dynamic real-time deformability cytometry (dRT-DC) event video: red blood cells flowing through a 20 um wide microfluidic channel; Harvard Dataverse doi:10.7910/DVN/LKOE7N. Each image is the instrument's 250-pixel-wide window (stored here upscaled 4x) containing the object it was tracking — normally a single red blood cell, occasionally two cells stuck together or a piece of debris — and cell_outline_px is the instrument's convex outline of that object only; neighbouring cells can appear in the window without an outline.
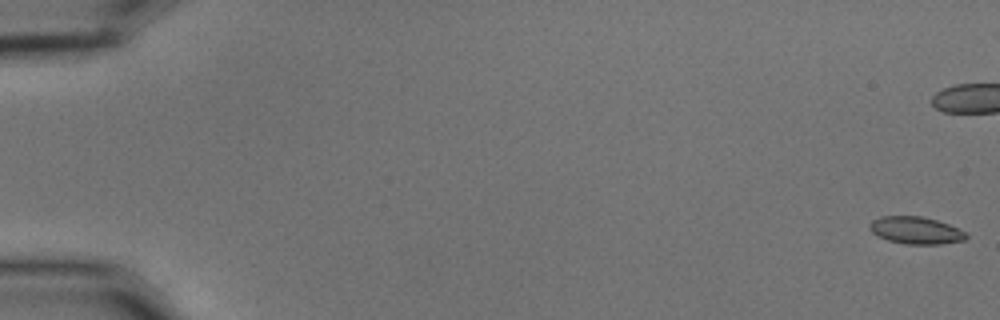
{"species": "common noctule bat (a hibernating species)", "species_latin": "Nyctalus noctula", "temperature_condition": "cold", "stored_images_in_passage": 59, "camera_frame_rate_fps": 3000, "um_per_image_px": 0.085, "animal": {"sex": "male", "body_mass_g": 15.6}, "frame": {"image": 1, "passage_image": 1, "time_ms": 0.0, "image_size_px": [1000, 320], "cell_outline_px": [[968, 236], [964, 240], [940, 244], [904, 244], [888, 240], [876, 236], [868, 228], [868, 224], [872, 220], [880, 216], [920, 216], [936, 220], [948, 224], [964, 232]], "centroid_in_image_um": [77.78, 19.58], "position_along_channel_um": 7.2, "area_um2": 15.32}}
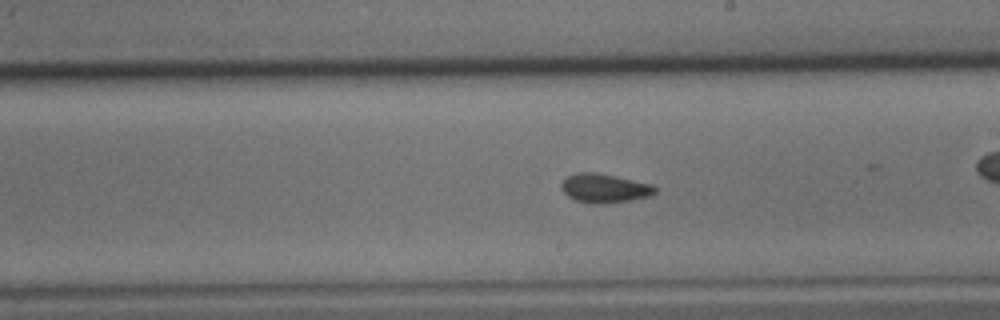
{"frame": {"image": 2, "passage_image": 34, "time_ms": 11.0, "image_size_px": [1000, 320], "cell_outline_px": [[656, 192], [648, 196], [632, 200], [600, 204], [596, 204], [576, 200], [568, 196], [560, 188], [560, 184], [568, 176], [580, 172], [596, 172], [616, 176], [652, 184], [656, 188]], "centroid_in_image_um": [51.38, 15.99], "position_along_channel_um": 237.6, "area_um2": 15.72}}
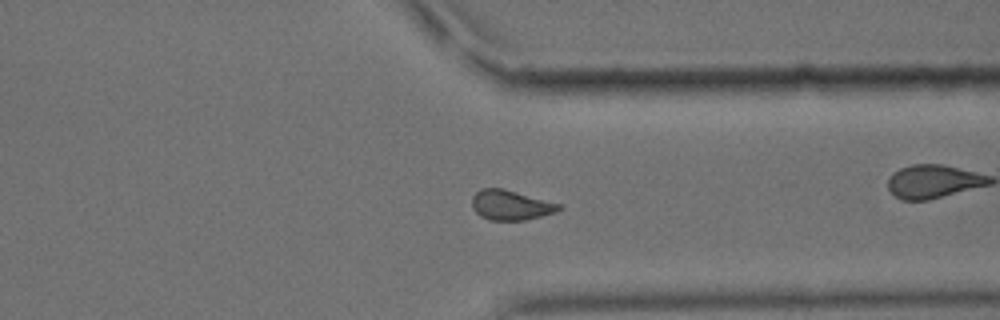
{"frame": {"image": 3, "passage_image": 45, "time_ms": 14.667, "image_size_px": [1000, 320], "cell_outline_px": [[560, 208], [556, 212], [524, 220], [488, 220], [480, 216], [472, 208], [472, 196], [480, 188], [504, 188], [560, 204]], "centroid_in_image_um": [43.36, 17.42], "position_along_channel_um": 368.0, "area_um2": 15.09}}